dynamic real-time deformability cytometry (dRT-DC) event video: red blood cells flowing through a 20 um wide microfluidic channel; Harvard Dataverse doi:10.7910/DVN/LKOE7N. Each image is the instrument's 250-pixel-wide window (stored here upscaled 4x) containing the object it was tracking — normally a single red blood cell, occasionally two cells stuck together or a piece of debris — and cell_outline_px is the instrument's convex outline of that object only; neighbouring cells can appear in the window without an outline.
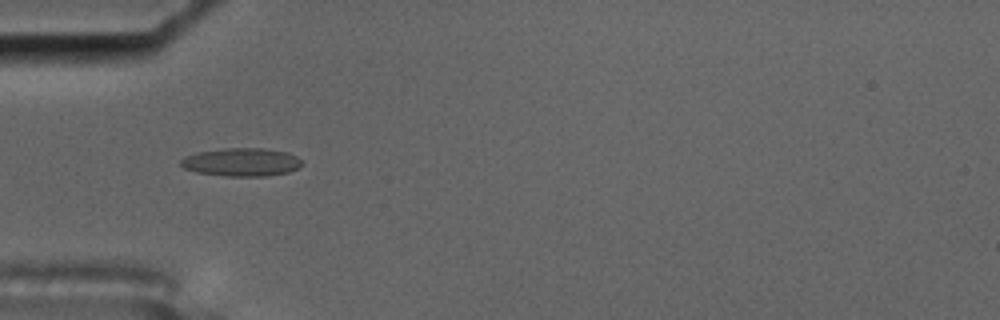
{"species": "common noctule bat (a hibernating species)", "species_latin": "Nyctalus noctula", "temperature_condition": "cold", "stored_images_in_passage": 6, "camera_frame_rate_fps": 3000, "um_per_image_px": 0.085, "animal": {"sex": "male", "body_mass_g": 17.5, "forearm_length_mm": 52.3}, "frame": {"image": 1, "passage_image": 6, "time_ms": 1.667, "image_size_px": [1000, 320], "cell_outline_px": [[300, 164], [296, 168], [288, 172], [268, 176], [224, 176], [196, 172], [184, 168], [180, 164], [180, 160], [184, 156], [196, 152], [224, 148], [264, 148], [288, 152], [296, 156], [300, 160]], "centroid_in_image_um": [20.48, 13.77], "position_along_channel_um": 64.5, "area_um2": 19.94}}